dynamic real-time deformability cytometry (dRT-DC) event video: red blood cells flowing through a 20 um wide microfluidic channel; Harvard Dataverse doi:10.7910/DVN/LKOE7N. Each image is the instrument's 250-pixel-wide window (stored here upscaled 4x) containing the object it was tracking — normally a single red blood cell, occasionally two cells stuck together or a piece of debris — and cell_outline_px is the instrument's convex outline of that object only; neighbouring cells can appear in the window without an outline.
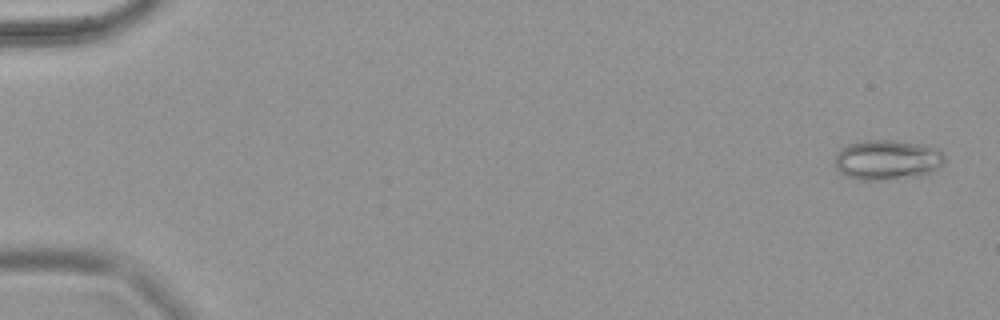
{"species": "common noctule bat (a hibernating species)", "species_latin": "Nyctalus noctula", "temperature_condition": "warm", "stored_images_in_passage": 7, "camera_frame_rate_fps": 3000, "um_per_image_px": 0.085, "animal": {"sex": "female", "body_mass_g": 18.4}, "frame": {"image": 1, "passage_image": 1, "time_ms": 0.0, "image_size_px": [1000, 320], "cell_outline_px": [[944, 160], [936, 168], [920, 176], [884, 180], [860, 180], [848, 176], [840, 172], [836, 164], [836, 156], [840, 148], [848, 144], [864, 140], [896, 140], [936, 148], [944, 152]], "centroid_in_image_um": [75.4, 13.58], "position_along_channel_um": 9.6, "area_um2": 25.32}}